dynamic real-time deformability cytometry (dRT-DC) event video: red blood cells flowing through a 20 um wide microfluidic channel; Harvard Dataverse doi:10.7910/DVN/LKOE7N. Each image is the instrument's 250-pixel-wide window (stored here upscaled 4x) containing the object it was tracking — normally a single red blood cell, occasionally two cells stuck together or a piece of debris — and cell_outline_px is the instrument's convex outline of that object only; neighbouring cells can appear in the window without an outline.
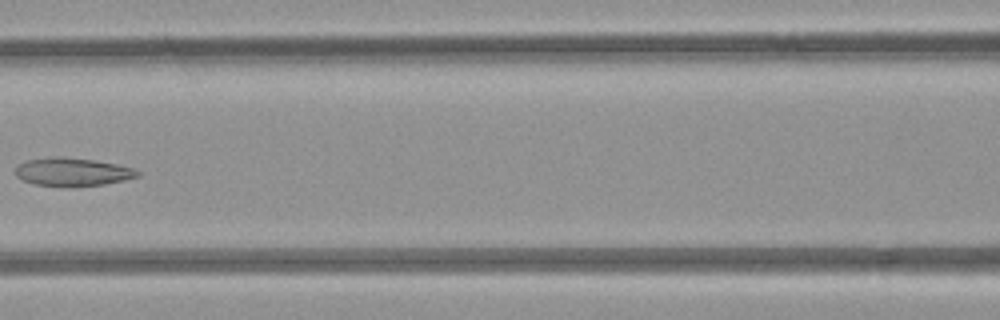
{"species": "common noctule bat (a hibernating species)", "species_latin": "Nyctalus noctula", "temperature_condition": "room temperature", "stored_images_in_passage": 6, "camera_frame_rate_fps": 3000, "um_per_image_px": 0.085, "animal": {"sex": "female", "body_mass_g": 21.9}, "frame": {"image": 1, "passage_image": 5, "time_ms": 4.667, "image_size_px": [1000, 320], "cell_outline_px": [[140, 176], [124, 180], [104, 184], [32, 184], [16, 176], [16, 168], [24, 160], [52, 156], [56, 156], [96, 160], [116, 164], [132, 168], [140, 172]], "centroid_in_image_um": [6.16, 14.56], "position_along_channel_um": 160.4, "area_um2": 19.36}}
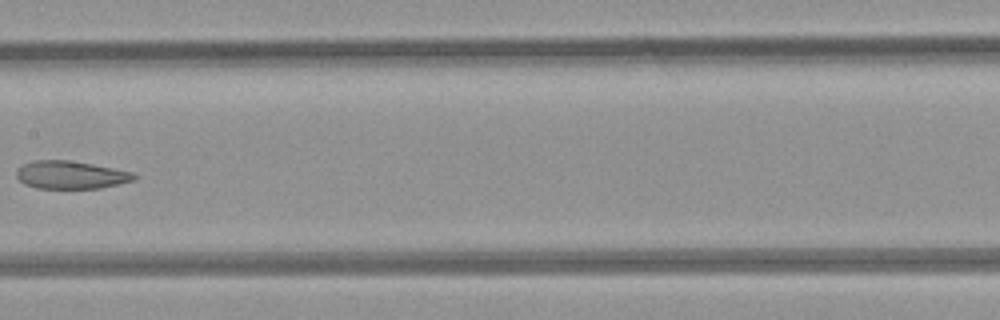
{"frame": {"image": 2, "passage_image": 6, "time_ms": 5.667, "image_size_px": [1000, 320], "cell_outline_px": [[140, 176], [136, 180], [120, 184], [100, 188], [36, 188], [24, 184], [16, 176], [16, 168], [32, 160], [68, 160], [92, 164], [136, 172]], "centroid_in_image_um": [6.07, 14.86], "position_along_channel_um": 201.3, "area_um2": 19.42}}